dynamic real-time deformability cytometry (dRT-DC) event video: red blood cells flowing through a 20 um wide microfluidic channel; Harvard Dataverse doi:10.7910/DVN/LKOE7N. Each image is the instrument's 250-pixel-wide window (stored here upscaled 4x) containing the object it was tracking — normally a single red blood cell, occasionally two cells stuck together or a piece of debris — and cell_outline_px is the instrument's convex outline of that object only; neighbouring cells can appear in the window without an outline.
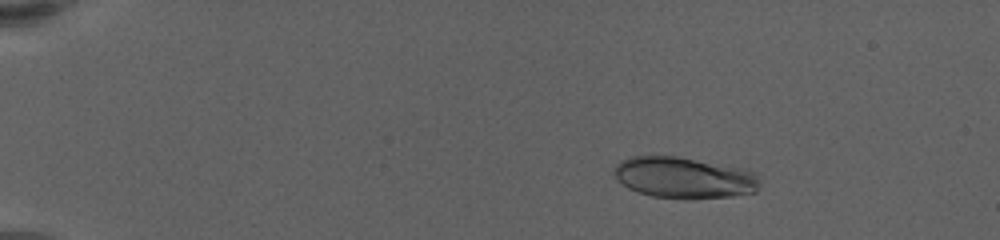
{"species": "human", "species_latin": "Homo sapiens", "temperature_condition": "warm", "stored_images_in_passage": 62, "camera_frame_rate_fps": 3000, "um_per_image_px": 0.085, "donor": {"sex": "female"}, "frame": {"image": 1, "passage_image": 11, "time_ms": 3.333, "image_size_px": [1000, 240], "cell_outline_px": [[760, 180], [756, 192], [732, 196], [688, 200], [684, 200], [652, 196], [628, 188], [616, 176], [616, 164], [632, 156], [676, 156], [740, 168], [752, 172]], "centroid_in_image_um": [58.17, 15.13], "position_along_channel_um": 26.8, "area_um2": 34.68}}
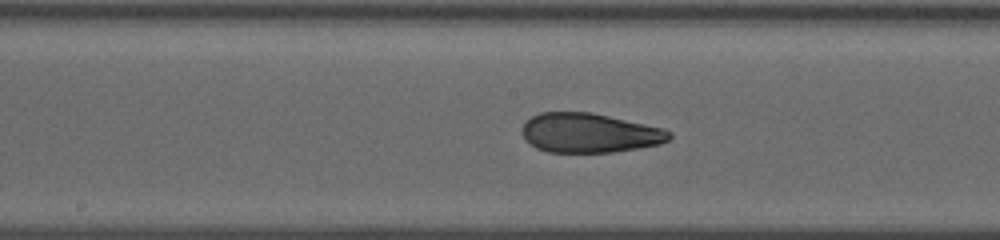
{"frame": {"image": 2, "passage_image": 35, "time_ms": 11.333, "image_size_px": [1000, 240], "cell_outline_px": [[672, 136], [668, 140], [660, 144], [612, 152], [548, 152], [536, 148], [524, 140], [520, 132], [520, 128], [524, 120], [540, 112], [592, 112], [664, 128], [672, 132]], "centroid_in_image_um": [50.05, 11.29], "position_along_channel_um": 198.2, "area_um2": 34.22}}
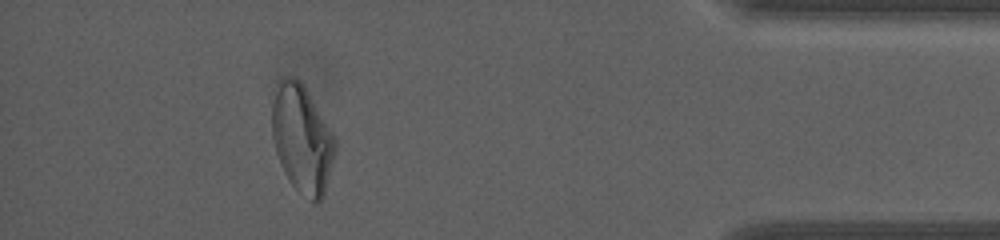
{"frame": {"image": 3, "passage_image": 57, "time_ms": 18.667, "image_size_px": [1000, 240], "cell_outline_px": [[336, 152], [324, 196], [320, 204], [312, 204], [292, 184], [284, 172], [280, 164], [276, 152], [272, 136], [272, 104], [276, 80], [280, 76], [296, 76], [304, 84], [336, 136]], "centroid_in_image_um": [25.69, 11.77], "position_along_channel_um": 409.5, "area_um2": 40.81}, "authors_computed_cell_mechanics": {"area_um2": 35.2002, "velocity_mm_per_s": 3.4361, "shape_relaxation_time_tau1_ms": null, "shape_relaxation_time_tau2_ms": 1.4304, "deformation_change_tau1": null, "deformation_change_tau2": 0.0845}}